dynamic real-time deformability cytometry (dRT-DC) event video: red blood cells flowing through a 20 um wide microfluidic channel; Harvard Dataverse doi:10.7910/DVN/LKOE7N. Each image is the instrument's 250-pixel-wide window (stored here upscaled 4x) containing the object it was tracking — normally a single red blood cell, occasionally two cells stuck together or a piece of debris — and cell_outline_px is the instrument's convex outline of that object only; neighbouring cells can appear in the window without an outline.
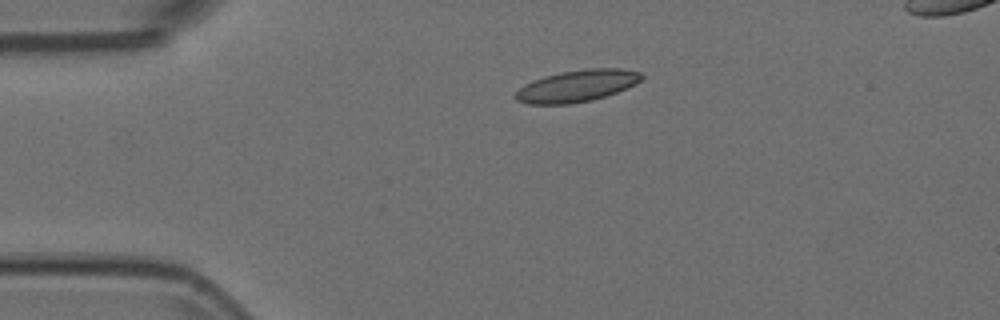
{"species": "Egyptian fruit bat (a non-hibernating species)", "species_latin": "Rousettus aegyptiacus", "temperature_condition": "room temperature", "stored_images_in_passage": 44, "camera_frame_rate_fps": 3000, "um_per_image_px": 0.085, "animal": {"sex": "female"}, "frame": {"image": 1, "passage_image": 1, "time_ms": 0.0, "image_size_px": [1000, 320], "cell_outline_px": [[644, 76], [636, 84], [616, 92], [592, 100], [568, 104], [528, 104], [516, 100], [512, 96], [524, 84], [532, 80], [544, 76], [560, 72], [584, 68], [620, 68], [640, 72]], "centroid_in_image_um": [49.01, 7.29], "position_along_channel_um": 36.0, "area_um2": 23.47}}
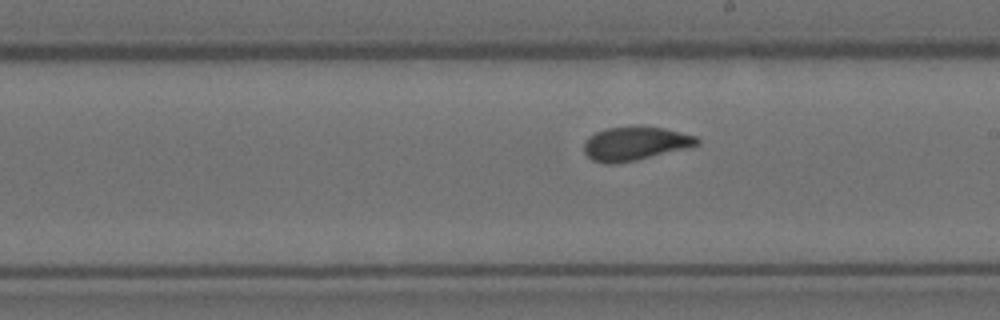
{"frame": {"image": 2, "passage_image": 20, "time_ms": 6.333, "image_size_px": [1000, 320], "cell_outline_px": [[700, 144], [692, 148], [636, 160], [612, 164], [604, 164], [592, 160], [584, 152], [584, 144], [588, 136], [604, 128], [632, 124], [640, 124], [664, 128], [696, 136], [700, 140]], "centroid_in_image_um": [54.01, 12.17], "position_along_channel_um": 235.0, "area_um2": 23.06}}
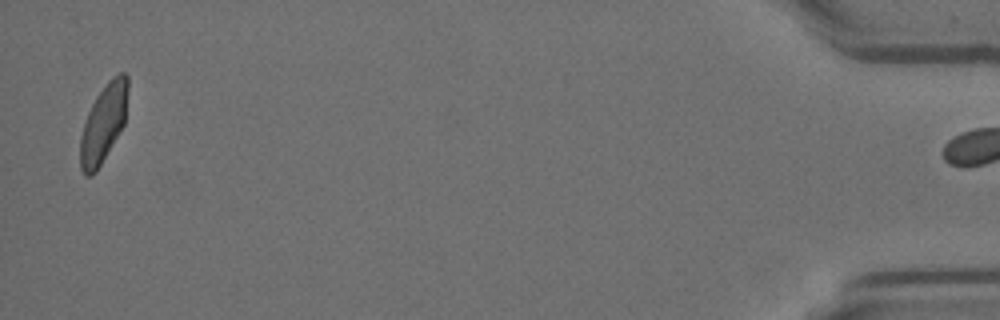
{"frame": {"image": 3, "passage_image": 43, "time_ms": 14.0, "image_size_px": [1000, 320], "cell_outline_px": [[128, 92], [124, 124], [96, 172], [92, 176], [84, 176], [80, 168], [80, 136], [88, 112], [96, 96], [108, 80], [112, 76], [120, 72], [124, 72], [128, 76]], "centroid_in_image_um": [8.79, 10.47], "position_along_channel_um": 426.4, "area_um2": 21.68}}